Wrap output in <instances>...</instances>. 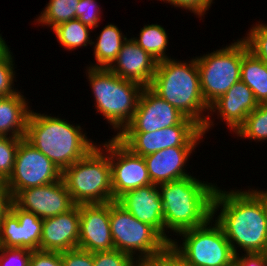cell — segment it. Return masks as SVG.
I'll return each instance as SVG.
<instances>
[{"label":"cell","instance_id":"1","mask_svg":"<svg viewBox=\"0 0 267 266\" xmlns=\"http://www.w3.org/2000/svg\"><path fill=\"white\" fill-rule=\"evenodd\" d=\"M213 218L223 229L234 254H239L241 249L244 253H264L267 217L262 200L252 190L226 191L217 187Z\"/></svg>","mask_w":267,"mask_h":266},{"label":"cell","instance_id":"2","mask_svg":"<svg viewBox=\"0 0 267 266\" xmlns=\"http://www.w3.org/2000/svg\"><path fill=\"white\" fill-rule=\"evenodd\" d=\"M158 187L166 233L173 232L176 236L204 225L213 217V199L218 185L202 182L192 175Z\"/></svg>","mask_w":267,"mask_h":266},{"label":"cell","instance_id":"3","mask_svg":"<svg viewBox=\"0 0 267 266\" xmlns=\"http://www.w3.org/2000/svg\"><path fill=\"white\" fill-rule=\"evenodd\" d=\"M80 125L45 113L30 111L25 139L62 172L86 156L96 145Z\"/></svg>","mask_w":267,"mask_h":266},{"label":"cell","instance_id":"4","mask_svg":"<svg viewBox=\"0 0 267 266\" xmlns=\"http://www.w3.org/2000/svg\"><path fill=\"white\" fill-rule=\"evenodd\" d=\"M149 88L203 128L209 115V106L201 93L196 58L187 62L174 58L158 61Z\"/></svg>","mask_w":267,"mask_h":266},{"label":"cell","instance_id":"5","mask_svg":"<svg viewBox=\"0 0 267 266\" xmlns=\"http://www.w3.org/2000/svg\"><path fill=\"white\" fill-rule=\"evenodd\" d=\"M95 109L118 136L132 121L143 86L114 74L109 68H86Z\"/></svg>","mask_w":267,"mask_h":266},{"label":"cell","instance_id":"6","mask_svg":"<svg viewBox=\"0 0 267 266\" xmlns=\"http://www.w3.org/2000/svg\"><path fill=\"white\" fill-rule=\"evenodd\" d=\"M62 179L76 205L114 201L109 154L100 145L66 168Z\"/></svg>","mask_w":267,"mask_h":266},{"label":"cell","instance_id":"7","mask_svg":"<svg viewBox=\"0 0 267 266\" xmlns=\"http://www.w3.org/2000/svg\"><path fill=\"white\" fill-rule=\"evenodd\" d=\"M177 236L183 240L179 243L174 237L170 248L185 266H233L235 254L213 217L204 225L184 230Z\"/></svg>","mask_w":267,"mask_h":266},{"label":"cell","instance_id":"8","mask_svg":"<svg viewBox=\"0 0 267 266\" xmlns=\"http://www.w3.org/2000/svg\"><path fill=\"white\" fill-rule=\"evenodd\" d=\"M110 229L114 249L136 261L160 255L170 247L154 227L139 221L116 201L110 202Z\"/></svg>","mask_w":267,"mask_h":266},{"label":"cell","instance_id":"9","mask_svg":"<svg viewBox=\"0 0 267 266\" xmlns=\"http://www.w3.org/2000/svg\"><path fill=\"white\" fill-rule=\"evenodd\" d=\"M202 96L208 106L240 81L243 39H237L222 49L196 56Z\"/></svg>","mask_w":267,"mask_h":266},{"label":"cell","instance_id":"10","mask_svg":"<svg viewBox=\"0 0 267 266\" xmlns=\"http://www.w3.org/2000/svg\"><path fill=\"white\" fill-rule=\"evenodd\" d=\"M116 137L133 153L145 157L170 147H197L205 136L196 122L185 117L178 125L151 133H120Z\"/></svg>","mask_w":267,"mask_h":266},{"label":"cell","instance_id":"11","mask_svg":"<svg viewBox=\"0 0 267 266\" xmlns=\"http://www.w3.org/2000/svg\"><path fill=\"white\" fill-rule=\"evenodd\" d=\"M62 171L25 138L20 141L12 175L4 183L13 198L20 190L51 184Z\"/></svg>","mask_w":267,"mask_h":266},{"label":"cell","instance_id":"12","mask_svg":"<svg viewBox=\"0 0 267 266\" xmlns=\"http://www.w3.org/2000/svg\"><path fill=\"white\" fill-rule=\"evenodd\" d=\"M99 144L109 154L115 201L125 192L152 184L142 156L133 153L116 136Z\"/></svg>","mask_w":267,"mask_h":266},{"label":"cell","instance_id":"13","mask_svg":"<svg viewBox=\"0 0 267 266\" xmlns=\"http://www.w3.org/2000/svg\"><path fill=\"white\" fill-rule=\"evenodd\" d=\"M12 202L42 220L68 212L76 205L62 178L48 185L20 190Z\"/></svg>","mask_w":267,"mask_h":266},{"label":"cell","instance_id":"14","mask_svg":"<svg viewBox=\"0 0 267 266\" xmlns=\"http://www.w3.org/2000/svg\"><path fill=\"white\" fill-rule=\"evenodd\" d=\"M185 116L160 98L149 87H144L132 121L121 133H147L178 125Z\"/></svg>","mask_w":267,"mask_h":266},{"label":"cell","instance_id":"15","mask_svg":"<svg viewBox=\"0 0 267 266\" xmlns=\"http://www.w3.org/2000/svg\"><path fill=\"white\" fill-rule=\"evenodd\" d=\"M43 220L13 202L0 224V247L39 250Z\"/></svg>","mask_w":267,"mask_h":266},{"label":"cell","instance_id":"16","mask_svg":"<svg viewBox=\"0 0 267 266\" xmlns=\"http://www.w3.org/2000/svg\"><path fill=\"white\" fill-rule=\"evenodd\" d=\"M258 105L253 91L241 80L236 82L224 95L209 106L210 113L208 114H211V116H207L202 128L204 135L214 127V121L211 118L214 113L221 121H225L231 132L235 133L244 123L248 114Z\"/></svg>","mask_w":267,"mask_h":266},{"label":"cell","instance_id":"17","mask_svg":"<svg viewBox=\"0 0 267 266\" xmlns=\"http://www.w3.org/2000/svg\"><path fill=\"white\" fill-rule=\"evenodd\" d=\"M80 236L78 248L89 251H110L114 243L110 229V202L79 204Z\"/></svg>","mask_w":267,"mask_h":266},{"label":"cell","instance_id":"18","mask_svg":"<svg viewBox=\"0 0 267 266\" xmlns=\"http://www.w3.org/2000/svg\"><path fill=\"white\" fill-rule=\"evenodd\" d=\"M115 201L139 221L154 227L169 243L172 242V237L165 232L163 203L157 185L129 190Z\"/></svg>","mask_w":267,"mask_h":266},{"label":"cell","instance_id":"19","mask_svg":"<svg viewBox=\"0 0 267 266\" xmlns=\"http://www.w3.org/2000/svg\"><path fill=\"white\" fill-rule=\"evenodd\" d=\"M80 210L75 205L68 212L43 220L39 250L62 252L78 248Z\"/></svg>","mask_w":267,"mask_h":266},{"label":"cell","instance_id":"20","mask_svg":"<svg viewBox=\"0 0 267 266\" xmlns=\"http://www.w3.org/2000/svg\"><path fill=\"white\" fill-rule=\"evenodd\" d=\"M157 62L132 38H127L109 69L123 79L149 87L156 72Z\"/></svg>","mask_w":267,"mask_h":266},{"label":"cell","instance_id":"21","mask_svg":"<svg viewBox=\"0 0 267 266\" xmlns=\"http://www.w3.org/2000/svg\"><path fill=\"white\" fill-rule=\"evenodd\" d=\"M195 148L170 147L143 157L152 184L158 186L191 176L185 168Z\"/></svg>","mask_w":267,"mask_h":266},{"label":"cell","instance_id":"22","mask_svg":"<svg viewBox=\"0 0 267 266\" xmlns=\"http://www.w3.org/2000/svg\"><path fill=\"white\" fill-rule=\"evenodd\" d=\"M22 92L5 97L0 103V136L25 138L31 111ZM9 134V135H8Z\"/></svg>","mask_w":267,"mask_h":266},{"label":"cell","instance_id":"23","mask_svg":"<svg viewBox=\"0 0 267 266\" xmlns=\"http://www.w3.org/2000/svg\"><path fill=\"white\" fill-rule=\"evenodd\" d=\"M98 35L95 38L96 43L94 41L92 43L96 64L93 62L89 67L109 68L116 60L127 36L121 32L117 25L111 23L105 25Z\"/></svg>","mask_w":267,"mask_h":266},{"label":"cell","instance_id":"24","mask_svg":"<svg viewBox=\"0 0 267 266\" xmlns=\"http://www.w3.org/2000/svg\"><path fill=\"white\" fill-rule=\"evenodd\" d=\"M240 80L253 91L258 104L267 103V65L249 51L244 40Z\"/></svg>","mask_w":267,"mask_h":266},{"label":"cell","instance_id":"25","mask_svg":"<svg viewBox=\"0 0 267 266\" xmlns=\"http://www.w3.org/2000/svg\"><path fill=\"white\" fill-rule=\"evenodd\" d=\"M57 41L68 51L92 45L91 27L84 25L79 19L69 20L52 29ZM91 31V32H90ZM90 35V36H89Z\"/></svg>","mask_w":267,"mask_h":266},{"label":"cell","instance_id":"26","mask_svg":"<svg viewBox=\"0 0 267 266\" xmlns=\"http://www.w3.org/2000/svg\"><path fill=\"white\" fill-rule=\"evenodd\" d=\"M165 30L162 25L147 24L140 29L139 37H132V39L155 60L162 61L171 58L166 54L169 38Z\"/></svg>","mask_w":267,"mask_h":266},{"label":"cell","instance_id":"27","mask_svg":"<svg viewBox=\"0 0 267 266\" xmlns=\"http://www.w3.org/2000/svg\"><path fill=\"white\" fill-rule=\"evenodd\" d=\"M79 0H49L35 22L42 26L55 28L59 24L76 19Z\"/></svg>","mask_w":267,"mask_h":266},{"label":"cell","instance_id":"28","mask_svg":"<svg viewBox=\"0 0 267 266\" xmlns=\"http://www.w3.org/2000/svg\"><path fill=\"white\" fill-rule=\"evenodd\" d=\"M237 137L254 141L267 140V103H261L246 117L235 132ZM264 140V141H263Z\"/></svg>","mask_w":267,"mask_h":266},{"label":"cell","instance_id":"29","mask_svg":"<svg viewBox=\"0 0 267 266\" xmlns=\"http://www.w3.org/2000/svg\"><path fill=\"white\" fill-rule=\"evenodd\" d=\"M8 45L0 51V95L10 97L18 93V89H14V81H16V72L14 65V56Z\"/></svg>","mask_w":267,"mask_h":266},{"label":"cell","instance_id":"30","mask_svg":"<svg viewBox=\"0 0 267 266\" xmlns=\"http://www.w3.org/2000/svg\"><path fill=\"white\" fill-rule=\"evenodd\" d=\"M22 139L0 136V180L3 183L12 175L16 153Z\"/></svg>","mask_w":267,"mask_h":266},{"label":"cell","instance_id":"31","mask_svg":"<svg viewBox=\"0 0 267 266\" xmlns=\"http://www.w3.org/2000/svg\"><path fill=\"white\" fill-rule=\"evenodd\" d=\"M252 25L248 34L242 39L246 42L248 49L264 64L267 65V23Z\"/></svg>","mask_w":267,"mask_h":266},{"label":"cell","instance_id":"32","mask_svg":"<svg viewBox=\"0 0 267 266\" xmlns=\"http://www.w3.org/2000/svg\"><path fill=\"white\" fill-rule=\"evenodd\" d=\"M94 266H135L137 261L127 253L113 249L93 252Z\"/></svg>","mask_w":267,"mask_h":266},{"label":"cell","instance_id":"33","mask_svg":"<svg viewBox=\"0 0 267 266\" xmlns=\"http://www.w3.org/2000/svg\"><path fill=\"white\" fill-rule=\"evenodd\" d=\"M101 14L100 5L96 0H79V5L76 8V19H79L84 25L96 29L100 26Z\"/></svg>","mask_w":267,"mask_h":266},{"label":"cell","instance_id":"34","mask_svg":"<svg viewBox=\"0 0 267 266\" xmlns=\"http://www.w3.org/2000/svg\"><path fill=\"white\" fill-rule=\"evenodd\" d=\"M31 253L25 248L0 247V266H29Z\"/></svg>","mask_w":267,"mask_h":266},{"label":"cell","instance_id":"35","mask_svg":"<svg viewBox=\"0 0 267 266\" xmlns=\"http://www.w3.org/2000/svg\"><path fill=\"white\" fill-rule=\"evenodd\" d=\"M137 266H185L182 259L169 247L164 253L141 259Z\"/></svg>","mask_w":267,"mask_h":266},{"label":"cell","instance_id":"36","mask_svg":"<svg viewBox=\"0 0 267 266\" xmlns=\"http://www.w3.org/2000/svg\"><path fill=\"white\" fill-rule=\"evenodd\" d=\"M64 266H94L93 253L79 248L62 251Z\"/></svg>","mask_w":267,"mask_h":266},{"label":"cell","instance_id":"37","mask_svg":"<svg viewBox=\"0 0 267 266\" xmlns=\"http://www.w3.org/2000/svg\"><path fill=\"white\" fill-rule=\"evenodd\" d=\"M164 3H169L175 8L189 10L194 15H197L202 19L206 15V11L209 10L214 0H158Z\"/></svg>","mask_w":267,"mask_h":266},{"label":"cell","instance_id":"38","mask_svg":"<svg viewBox=\"0 0 267 266\" xmlns=\"http://www.w3.org/2000/svg\"><path fill=\"white\" fill-rule=\"evenodd\" d=\"M29 266H64L61 252L34 250L29 259Z\"/></svg>","mask_w":267,"mask_h":266},{"label":"cell","instance_id":"39","mask_svg":"<svg viewBox=\"0 0 267 266\" xmlns=\"http://www.w3.org/2000/svg\"><path fill=\"white\" fill-rule=\"evenodd\" d=\"M241 255H234L233 266H267L263 253H242Z\"/></svg>","mask_w":267,"mask_h":266},{"label":"cell","instance_id":"40","mask_svg":"<svg viewBox=\"0 0 267 266\" xmlns=\"http://www.w3.org/2000/svg\"><path fill=\"white\" fill-rule=\"evenodd\" d=\"M12 202V197L10 192L5 187L2 182L0 184V224L3 216L9 211L10 203Z\"/></svg>","mask_w":267,"mask_h":266},{"label":"cell","instance_id":"41","mask_svg":"<svg viewBox=\"0 0 267 266\" xmlns=\"http://www.w3.org/2000/svg\"><path fill=\"white\" fill-rule=\"evenodd\" d=\"M261 200H262V203H263V206H264V209H265V212H266V217H267V189L264 191V190H258V189H254V188H250Z\"/></svg>","mask_w":267,"mask_h":266},{"label":"cell","instance_id":"42","mask_svg":"<svg viewBox=\"0 0 267 266\" xmlns=\"http://www.w3.org/2000/svg\"><path fill=\"white\" fill-rule=\"evenodd\" d=\"M6 39L2 38V34H0V51H2L6 46Z\"/></svg>","mask_w":267,"mask_h":266},{"label":"cell","instance_id":"43","mask_svg":"<svg viewBox=\"0 0 267 266\" xmlns=\"http://www.w3.org/2000/svg\"><path fill=\"white\" fill-rule=\"evenodd\" d=\"M264 256L267 258V245H266V248H265V251H264Z\"/></svg>","mask_w":267,"mask_h":266},{"label":"cell","instance_id":"44","mask_svg":"<svg viewBox=\"0 0 267 266\" xmlns=\"http://www.w3.org/2000/svg\"><path fill=\"white\" fill-rule=\"evenodd\" d=\"M4 98H5V96L0 95V103H1V101H2Z\"/></svg>","mask_w":267,"mask_h":266}]
</instances>
